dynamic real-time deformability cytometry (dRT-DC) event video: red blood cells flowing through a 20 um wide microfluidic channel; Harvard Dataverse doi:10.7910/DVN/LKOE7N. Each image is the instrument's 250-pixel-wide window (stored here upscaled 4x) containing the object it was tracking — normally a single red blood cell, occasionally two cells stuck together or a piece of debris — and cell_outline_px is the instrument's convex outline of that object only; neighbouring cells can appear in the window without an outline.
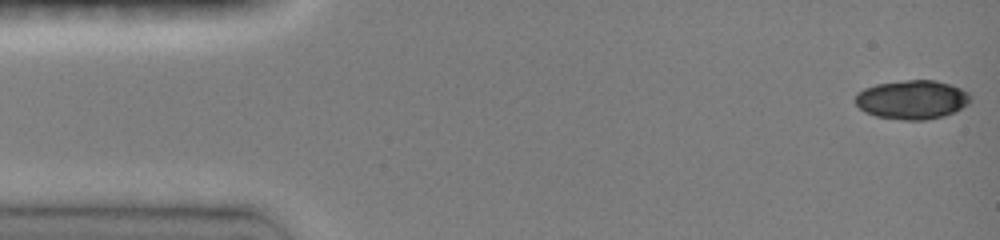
{"species": "common noctule bat (a hibernating species)", "species_latin": "Nyctalus noctula", "temperature_condition": "room temperature", "stored_images_in_passage": 46, "camera_frame_rate_fps": 3000, "um_per_image_px": 0.085, "animal": {"sex": "female", "body_mass_g": 19.0, "forearm_length_mm": 51.5}, "frame": {"image": 1, "passage_image": 1, "time_ms": 0.0, "image_size_px": [1000, 240], "cell_outline_px": [[972, 100], [968, 104], [956, 112], [944, 116], [924, 120], [904, 120], [876, 116], [864, 112], [856, 104], [856, 92], [864, 88], [876, 84], [904, 80], [936, 80], [960, 88], [968, 92], [972, 96]], "centroid_in_image_um": [77.55, 8.47], "position_along_channel_um": 7.5, "area_um2": 26.36}}
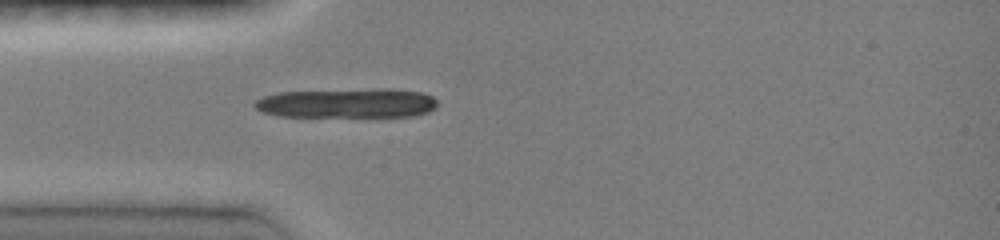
{"frame": {"image": 2, "passage_image": 13, "time_ms": 4.0, "image_size_px": [1000, 240], "cell_outline_px": [[436, 108], [428, 112], [412, 116], [276, 116], [264, 112], [256, 108], [252, 104], [256, 100], [264, 96], [280, 92], [380, 88], [388, 88], [420, 92], [432, 96], [436, 100]], "centroid_in_image_um": [29.51, 8.76], "position_along_channel_um": 55.5, "area_um2": 31.44}}
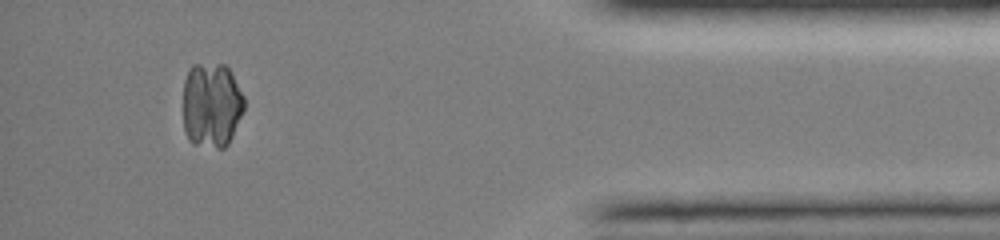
{"frame": {"image": 3, "passage_image": 42, "time_ms": 13.667, "image_size_px": [1000, 240], "cell_outline_px": [[244, 108], [232, 136], [228, 144], [224, 148], [216, 148], [192, 144], [188, 140], [184, 132], [184, 80], [188, 68], [192, 64], [224, 64], [232, 72], [244, 96]], "centroid_in_image_um": [17.97, 8.92], "position_along_channel_um": 417.2, "area_um2": 30.69}}